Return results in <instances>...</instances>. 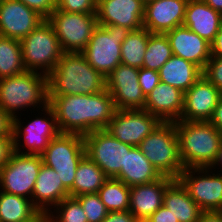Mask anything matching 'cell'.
Listing matches in <instances>:
<instances>
[{"mask_svg":"<svg viewBox=\"0 0 222 222\" xmlns=\"http://www.w3.org/2000/svg\"><path fill=\"white\" fill-rule=\"evenodd\" d=\"M145 3L142 0L97 1L98 25H117L132 30L143 27Z\"/></svg>","mask_w":222,"mask_h":222,"instance_id":"obj_18","label":"cell"},{"mask_svg":"<svg viewBox=\"0 0 222 222\" xmlns=\"http://www.w3.org/2000/svg\"><path fill=\"white\" fill-rule=\"evenodd\" d=\"M42 104V105H41ZM48 104V76L26 70L15 76L0 79V108L12 118L17 111L31 106L39 109ZM41 105V106H40ZM43 106V107H42Z\"/></svg>","mask_w":222,"mask_h":222,"instance_id":"obj_4","label":"cell"},{"mask_svg":"<svg viewBox=\"0 0 222 222\" xmlns=\"http://www.w3.org/2000/svg\"><path fill=\"white\" fill-rule=\"evenodd\" d=\"M45 20L19 0H0V36L21 41Z\"/></svg>","mask_w":222,"mask_h":222,"instance_id":"obj_16","label":"cell"},{"mask_svg":"<svg viewBox=\"0 0 222 222\" xmlns=\"http://www.w3.org/2000/svg\"><path fill=\"white\" fill-rule=\"evenodd\" d=\"M173 181L174 179L163 176L150 183L131 186L129 211L140 222H144L163 205L164 192Z\"/></svg>","mask_w":222,"mask_h":222,"instance_id":"obj_21","label":"cell"},{"mask_svg":"<svg viewBox=\"0 0 222 222\" xmlns=\"http://www.w3.org/2000/svg\"><path fill=\"white\" fill-rule=\"evenodd\" d=\"M163 176L143 155L139 147L126 149L125 167L115 179L123 181L127 186L141 185L153 182Z\"/></svg>","mask_w":222,"mask_h":222,"instance_id":"obj_25","label":"cell"},{"mask_svg":"<svg viewBox=\"0 0 222 222\" xmlns=\"http://www.w3.org/2000/svg\"><path fill=\"white\" fill-rule=\"evenodd\" d=\"M42 163L41 155L13 152L9 161L0 169L1 191L32 201V193Z\"/></svg>","mask_w":222,"mask_h":222,"instance_id":"obj_10","label":"cell"},{"mask_svg":"<svg viewBox=\"0 0 222 222\" xmlns=\"http://www.w3.org/2000/svg\"><path fill=\"white\" fill-rule=\"evenodd\" d=\"M139 85L145 97L160 83V77L158 71L140 68L139 74Z\"/></svg>","mask_w":222,"mask_h":222,"instance_id":"obj_38","label":"cell"},{"mask_svg":"<svg viewBox=\"0 0 222 222\" xmlns=\"http://www.w3.org/2000/svg\"><path fill=\"white\" fill-rule=\"evenodd\" d=\"M86 155L84 138L78 134L59 133L41 154L43 163L58 173L63 185L70 190L81 159Z\"/></svg>","mask_w":222,"mask_h":222,"instance_id":"obj_8","label":"cell"},{"mask_svg":"<svg viewBox=\"0 0 222 222\" xmlns=\"http://www.w3.org/2000/svg\"><path fill=\"white\" fill-rule=\"evenodd\" d=\"M60 133L85 136L106 129L116 111L107 89L90 95L48 96Z\"/></svg>","mask_w":222,"mask_h":222,"instance_id":"obj_1","label":"cell"},{"mask_svg":"<svg viewBox=\"0 0 222 222\" xmlns=\"http://www.w3.org/2000/svg\"><path fill=\"white\" fill-rule=\"evenodd\" d=\"M13 152V137H0V169L9 161Z\"/></svg>","mask_w":222,"mask_h":222,"instance_id":"obj_40","label":"cell"},{"mask_svg":"<svg viewBox=\"0 0 222 222\" xmlns=\"http://www.w3.org/2000/svg\"><path fill=\"white\" fill-rule=\"evenodd\" d=\"M31 199L0 190V222H43Z\"/></svg>","mask_w":222,"mask_h":222,"instance_id":"obj_28","label":"cell"},{"mask_svg":"<svg viewBox=\"0 0 222 222\" xmlns=\"http://www.w3.org/2000/svg\"><path fill=\"white\" fill-rule=\"evenodd\" d=\"M183 26L211 44L222 26V13L208 6L203 0H189Z\"/></svg>","mask_w":222,"mask_h":222,"instance_id":"obj_24","label":"cell"},{"mask_svg":"<svg viewBox=\"0 0 222 222\" xmlns=\"http://www.w3.org/2000/svg\"><path fill=\"white\" fill-rule=\"evenodd\" d=\"M13 118L0 108V137H13Z\"/></svg>","mask_w":222,"mask_h":222,"instance_id":"obj_43","label":"cell"},{"mask_svg":"<svg viewBox=\"0 0 222 222\" xmlns=\"http://www.w3.org/2000/svg\"><path fill=\"white\" fill-rule=\"evenodd\" d=\"M102 222H140L129 210L109 212Z\"/></svg>","mask_w":222,"mask_h":222,"instance_id":"obj_41","label":"cell"},{"mask_svg":"<svg viewBox=\"0 0 222 222\" xmlns=\"http://www.w3.org/2000/svg\"><path fill=\"white\" fill-rule=\"evenodd\" d=\"M173 55L191 61L202 70L211 58V44L185 26L165 33Z\"/></svg>","mask_w":222,"mask_h":222,"instance_id":"obj_20","label":"cell"},{"mask_svg":"<svg viewBox=\"0 0 222 222\" xmlns=\"http://www.w3.org/2000/svg\"><path fill=\"white\" fill-rule=\"evenodd\" d=\"M222 95L204 76L184 93L181 121H209Z\"/></svg>","mask_w":222,"mask_h":222,"instance_id":"obj_17","label":"cell"},{"mask_svg":"<svg viewBox=\"0 0 222 222\" xmlns=\"http://www.w3.org/2000/svg\"><path fill=\"white\" fill-rule=\"evenodd\" d=\"M183 106L184 93L160 81L146 97L144 110L161 122H175L180 120Z\"/></svg>","mask_w":222,"mask_h":222,"instance_id":"obj_22","label":"cell"},{"mask_svg":"<svg viewBox=\"0 0 222 222\" xmlns=\"http://www.w3.org/2000/svg\"><path fill=\"white\" fill-rule=\"evenodd\" d=\"M208 6L222 13V0H203Z\"/></svg>","mask_w":222,"mask_h":222,"instance_id":"obj_47","label":"cell"},{"mask_svg":"<svg viewBox=\"0 0 222 222\" xmlns=\"http://www.w3.org/2000/svg\"><path fill=\"white\" fill-rule=\"evenodd\" d=\"M172 56L173 52L166 34L150 33L143 68L159 71Z\"/></svg>","mask_w":222,"mask_h":222,"instance_id":"obj_33","label":"cell"},{"mask_svg":"<svg viewBox=\"0 0 222 222\" xmlns=\"http://www.w3.org/2000/svg\"><path fill=\"white\" fill-rule=\"evenodd\" d=\"M41 111H45V116L48 115L49 118L36 117L33 121L27 122L28 125H25V127L22 126L23 124L17 118L18 116L13 118L12 136L14 152L41 155L48 147L49 142L60 133L53 108L47 104ZM22 137L24 138V145H21L20 140ZM21 146L27 147V151L22 152Z\"/></svg>","mask_w":222,"mask_h":222,"instance_id":"obj_12","label":"cell"},{"mask_svg":"<svg viewBox=\"0 0 222 222\" xmlns=\"http://www.w3.org/2000/svg\"><path fill=\"white\" fill-rule=\"evenodd\" d=\"M161 121L144 109H116L113 118L105 129L122 143L138 147L142 140L154 131Z\"/></svg>","mask_w":222,"mask_h":222,"instance_id":"obj_14","label":"cell"},{"mask_svg":"<svg viewBox=\"0 0 222 222\" xmlns=\"http://www.w3.org/2000/svg\"><path fill=\"white\" fill-rule=\"evenodd\" d=\"M54 208L57 209L56 217L53 211L44 217L48 222H88L83 207L76 197L68 196Z\"/></svg>","mask_w":222,"mask_h":222,"instance_id":"obj_34","label":"cell"},{"mask_svg":"<svg viewBox=\"0 0 222 222\" xmlns=\"http://www.w3.org/2000/svg\"><path fill=\"white\" fill-rule=\"evenodd\" d=\"M76 198L82 205L88 222H102L109 213L98 193L82 194Z\"/></svg>","mask_w":222,"mask_h":222,"instance_id":"obj_35","label":"cell"},{"mask_svg":"<svg viewBox=\"0 0 222 222\" xmlns=\"http://www.w3.org/2000/svg\"><path fill=\"white\" fill-rule=\"evenodd\" d=\"M56 8L64 12L96 14V0H55Z\"/></svg>","mask_w":222,"mask_h":222,"instance_id":"obj_36","label":"cell"},{"mask_svg":"<svg viewBox=\"0 0 222 222\" xmlns=\"http://www.w3.org/2000/svg\"><path fill=\"white\" fill-rule=\"evenodd\" d=\"M222 166V141H221V146H220V150H219V155H218V158H217V161L215 162L214 166L212 168H217L215 166Z\"/></svg>","mask_w":222,"mask_h":222,"instance_id":"obj_48","label":"cell"},{"mask_svg":"<svg viewBox=\"0 0 222 222\" xmlns=\"http://www.w3.org/2000/svg\"><path fill=\"white\" fill-rule=\"evenodd\" d=\"M138 74V68L121 63L106 77V89L116 109H144L146 97L139 85Z\"/></svg>","mask_w":222,"mask_h":222,"instance_id":"obj_15","label":"cell"},{"mask_svg":"<svg viewBox=\"0 0 222 222\" xmlns=\"http://www.w3.org/2000/svg\"><path fill=\"white\" fill-rule=\"evenodd\" d=\"M47 19L56 9L55 0H19Z\"/></svg>","mask_w":222,"mask_h":222,"instance_id":"obj_39","label":"cell"},{"mask_svg":"<svg viewBox=\"0 0 222 222\" xmlns=\"http://www.w3.org/2000/svg\"><path fill=\"white\" fill-rule=\"evenodd\" d=\"M106 89V78L82 53L64 52L48 75V96L90 95Z\"/></svg>","mask_w":222,"mask_h":222,"instance_id":"obj_2","label":"cell"},{"mask_svg":"<svg viewBox=\"0 0 222 222\" xmlns=\"http://www.w3.org/2000/svg\"><path fill=\"white\" fill-rule=\"evenodd\" d=\"M211 57L222 58V26L211 43Z\"/></svg>","mask_w":222,"mask_h":222,"instance_id":"obj_45","label":"cell"},{"mask_svg":"<svg viewBox=\"0 0 222 222\" xmlns=\"http://www.w3.org/2000/svg\"><path fill=\"white\" fill-rule=\"evenodd\" d=\"M189 0H150L145 2L143 27L150 33L165 34L183 26Z\"/></svg>","mask_w":222,"mask_h":222,"instance_id":"obj_19","label":"cell"},{"mask_svg":"<svg viewBox=\"0 0 222 222\" xmlns=\"http://www.w3.org/2000/svg\"><path fill=\"white\" fill-rule=\"evenodd\" d=\"M26 70L49 75L64 51L52 26L45 20L21 41Z\"/></svg>","mask_w":222,"mask_h":222,"instance_id":"obj_6","label":"cell"},{"mask_svg":"<svg viewBox=\"0 0 222 222\" xmlns=\"http://www.w3.org/2000/svg\"><path fill=\"white\" fill-rule=\"evenodd\" d=\"M86 155L96 163L108 178H115L125 167L126 149L134 146L122 143L105 129L83 136Z\"/></svg>","mask_w":222,"mask_h":222,"instance_id":"obj_11","label":"cell"},{"mask_svg":"<svg viewBox=\"0 0 222 222\" xmlns=\"http://www.w3.org/2000/svg\"><path fill=\"white\" fill-rule=\"evenodd\" d=\"M129 32V29L117 25H98L81 53L106 78L121 64V43Z\"/></svg>","mask_w":222,"mask_h":222,"instance_id":"obj_7","label":"cell"},{"mask_svg":"<svg viewBox=\"0 0 222 222\" xmlns=\"http://www.w3.org/2000/svg\"><path fill=\"white\" fill-rule=\"evenodd\" d=\"M150 32L144 27L129 32L121 43V63L135 68H143L144 57Z\"/></svg>","mask_w":222,"mask_h":222,"instance_id":"obj_31","label":"cell"},{"mask_svg":"<svg viewBox=\"0 0 222 222\" xmlns=\"http://www.w3.org/2000/svg\"><path fill=\"white\" fill-rule=\"evenodd\" d=\"M64 52L81 53L98 26L96 14L64 12L55 9L46 19Z\"/></svg>","mask_w":222,"mask_h":222,"instance_id":"obj_9","label":"cell"},{"mask_svg":"<svg viewBox=\"0 0 222 222\" xmlns=\"http://www.w3.org/2000/svg\"><path fill=\"white\" fill-rule=\"evenodd\" d=\"M160 81L183 93L203 76V70L191 61L173 55L158 71Z\"/></svg>","mask_w":222,"mask_h":222,"instance_id":"obj_26","label":"cell"},{"mask_svg":"<svg viewBox=\"0 0 222 222\" xmlns=\"http://www.w3.org/2000/svg\"><path fill=\"white\" fill-rule=\"evenodd\" d=\"M198 222H222V211H203Z\"/></svg>","mask_w":222,"mask_h":222,"instance_id":"obj_46","label":"cell"},{"mask_svg":"<svg viewBox=\"0 0 222 222\" xmlns=\"http://www.w3.org/2000/svg\"><path fill=\"white\" fill-rule=\"evenodd\" d=\"M184 168H212L217 161L222 132L209 121H175Z\"/></svg>","mask_w":222,"mask_h":222,"instance_id":"obj_3","label":"cell"},{"mask_svg":"<svg viewBox=\"0 0 222 222\" xmlns=\"http://www.w3.org/2000/svg\"><path fill=\"white\" fill-rule=\"evenodd\" d=\"M144 222H178V219L174 218L171 211L162 205Z\"/></svg>","mask_w":222,"mask_h":222,"instance_id":"obj_42","label":"cell"},{"mask_svg":"<svg viewBox=\"0 0 222 222\" xmlns=\"http://www.w3.org/2000/svg\"><path fill=\"white\" fill-rule=\"evenodd\" d=\"M68 196H70L69 190L63 185L58 173L42 163L32 193L34 206L45 217L51 211V206L54 208Z\"/></svg>","mask_w":222,"mask_h":222,"instance_id":"obj_23","label":"cell"},{"mask_svg":"<svg viewBox=\"0 0 222 222\" xmlns=\"http://www.w3.org/2000/svg\"><path fill=\"white\" fill-rule=\"evenodd\" d=\"M107 179L103 170L85 155L78 164L73 187L69 190L70 196L98 193Z\"/></svg>","mask_w":222,"mask_h":222,"instance_id":"obj_29","label":"cell"},{"mask_svg":"<svg viewBox=\"0 0 222 222\" xmlns=\"http://www.w3.org/2000/svg\"><path fill=\"white\" fill-rule=\"evenodd\" d=\"M203 76L222 92V58H210L205 68Z\"/></svg>","mask_w":222,"mask_h":222,"instance_id":"obj_37","label":"cell"},{"mask_svg":"<svg viewBox=\"0 0 222 222\" xmlns=\"http://www.w3.org/2000/svg\"><path fill=\"white\" fill-rule=\"evenodd\" d=\"M210 170L209 167L184 168L177 180L203 211H222V174L210 175Z\"/></svg>","mask_w":222,"mask_h":222,"instance_id":"obj_13","label":"cell"},{"mask_svg":"<svg viewBox=\"0 0 222 222\" xmlns=\"http://www.w3.org/2000/svg\"><path fill=\"white\" fill-rule=\"evenodd\" d=\"M26 71L21 42L0 36V79Z\"/></svg>","mask_w":222,"mask_h":222,"instance_id":"obj_30","label":"cell"},{"mask_svg":"<svg viewBox=\"0 0 222 222\" xmlns=\"http://www.w3.org/2000/svg\"><path fill=\"white\" fill-rule=\"evenodd\" d=\"M209 122L220 132H222V95L218 101L214 113Z\"/></svg>","mask_w":222,"mask_h":222,"instance_id":"obj_44","label":"cell"},{"mask_svg":"<svg viewBox=\"0 0 222 222\" xmlns=\"http://www.w3.org/2000/svg\"><path fill=\"white\" fill-rule=\"evenodd\" d=\"M138 147L162 176L177 180L184 170L174 122H161Z\"/></svg>","mask_w":222,"mask_h":222,"instance_id":"obj_5","label":"cell"},{"mask_svg":"<svg viewBox=\"0 0 222 222\" xmlns=\"http://www.w3.org/2000/svg\"><path fill=\"white\" fill-rule=\"evenodd\" d=\"M98 194L109 212L129 210L130 187L123 181L108 178Z\"/></svg>","mask_w":222,"mask_h":222,"instance_id":"obj_32","label":"cell"},{"mask_svg":"<svg viewBox=\"0 0 222 222\" xmlns=\"http://www.w3.org/2000/svg\"><path fill=\"white\" fill-rule=\"evenodd\" d=\"M163 205L171 211L178 222H198L203 212L178 180H174L166 188Z\"/></svg>","mask_w":222,"mask_h":222,"instance_id":"obj_27","label":"cell"}]
</instances>
